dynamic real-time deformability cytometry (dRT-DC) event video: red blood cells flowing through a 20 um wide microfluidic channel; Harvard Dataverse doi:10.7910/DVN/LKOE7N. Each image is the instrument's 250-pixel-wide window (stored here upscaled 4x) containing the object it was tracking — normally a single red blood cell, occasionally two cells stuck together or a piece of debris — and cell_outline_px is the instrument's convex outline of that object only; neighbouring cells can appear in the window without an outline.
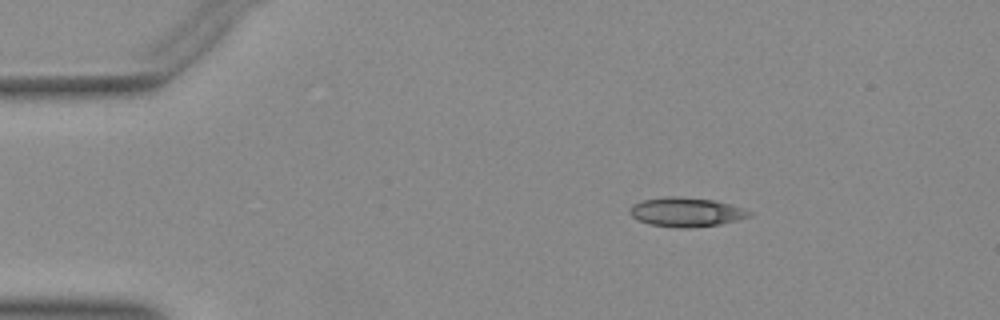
{"species": "Egyptian fruit bat (a non-hibernating species)", "species_latin": "Rousettus aegyptiacus", "temperature_condition": "warm", "stored_images_in_passage": 44, "camera_frame_rate_fps": 3000, "um_per_image_px": 0.085, "animal": {"sex": "female"}, "frame": {"image": 1, "passage_image": 1, "time_ms": 0.0, "image_size_px": [1000, 320], "cell_outline_px": [[752, 216], [720, 224], [688, 228], [680, 228], [648, 224], [632, 216], [628, 212], [632, 204], [644, 200], [668, 196], [676, 196], [716, 200], [732, 204], [744, 208], [752, 212]], "centroid_in_image_um": [58.35, 18.02], "position_along_channel_um": 26.6, "area_um2": 20.4}}
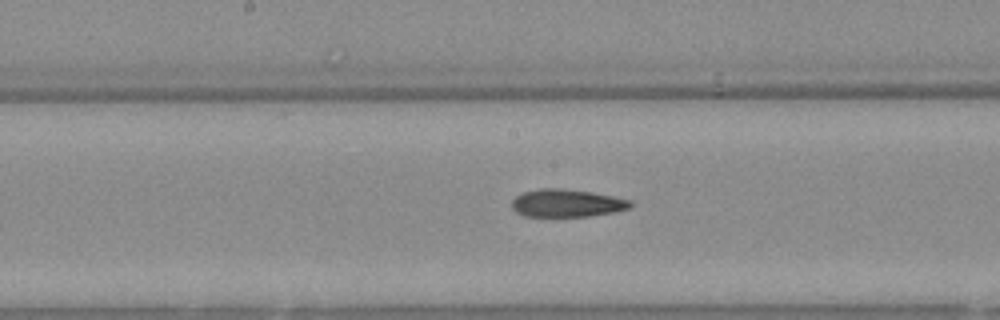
{"frame": {"image": 2, "passage_image": 19, "time_ms": 6.0, "image_size_px": [1000, 320], "cell_outline_px": [[632, 208], [616, 212], [588, 216], [524, 216], [516, 212], [512, 208], [512, 200], [516, 196], [524, 192], [540, 188], [560, 188], [592, 192], [632, 200]], "centroid_in_image_um": [48.2, 17.26], "position_along_channel_um": 200.0, "area_um2": 19.25}}
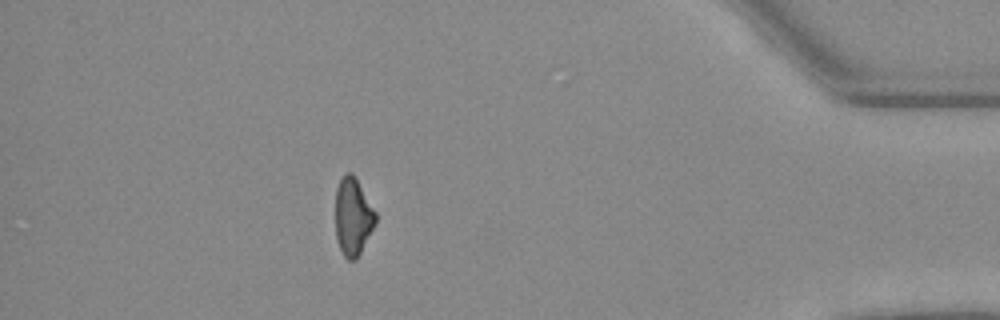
{"frame": {"image": 3, "passage_image": 38, "time_ms": 12.333, "image_size_px": [1000, 320], "cell_outline_px": [[376, 224], [356, 260], [348, 260], [344, 256], [336, 240], [336, 188], [340, 180], [348, 172], [352, 172], [376, 212]], "centroid_in_image_um": [30.0, 18.44], "position_along_channel_um": 405.2, "area_um2": 18.03}}